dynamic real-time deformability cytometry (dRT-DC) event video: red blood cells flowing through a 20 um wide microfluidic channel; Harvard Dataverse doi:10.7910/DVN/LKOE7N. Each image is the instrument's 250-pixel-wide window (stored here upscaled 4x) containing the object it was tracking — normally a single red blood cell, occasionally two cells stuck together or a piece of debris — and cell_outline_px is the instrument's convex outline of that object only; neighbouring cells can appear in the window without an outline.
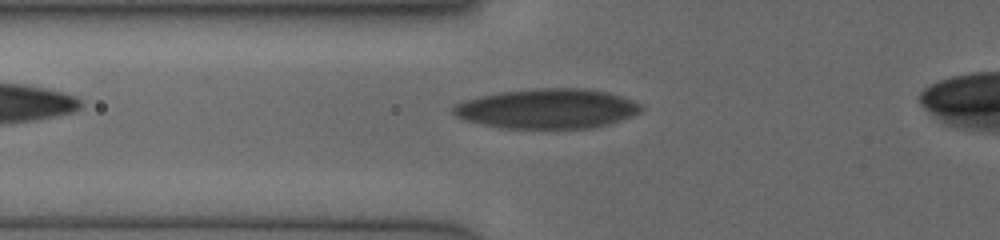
{"species": "human", "species_latin": "Homo sapiens", "temperature_condition": "cold", "stored_images_in_passage": 9, "camera_frame_rate_fps": 3000, "um_per_image_px": 0.085, "donor": {"sex": "female"}, "frame": {"image": 1, "passage_image": 8, "time_ms": 3.333, "image_size_px": [1000, 240], "cell_outline_px": [[644, 108], [640, 112], [620, 120], [608, 124], [592, 128], [500, 128], [480, 124], [464, 120], [456, 116], [452, 112], [452, 108], [456, 104], [464, 100], [476, 96], [500, 92], [536, 88], [584, 88], [608, 92], [632, 100], [640, 104]], "centroid_in_image_um": [46.48, 9.23], "position_along_channel_um": 79.3, "area_um2": 43.7}}